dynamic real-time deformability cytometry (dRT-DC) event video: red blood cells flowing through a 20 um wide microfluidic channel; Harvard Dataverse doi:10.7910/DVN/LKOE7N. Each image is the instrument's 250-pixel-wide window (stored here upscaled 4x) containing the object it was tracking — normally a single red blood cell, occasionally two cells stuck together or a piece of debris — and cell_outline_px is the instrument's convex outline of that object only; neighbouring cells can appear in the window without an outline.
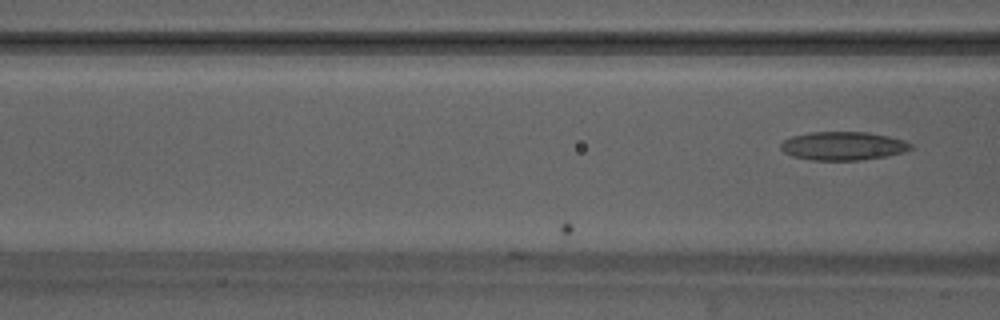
{"species": "Egyptian fruit bat (a non-hibernating species)", "species_latin": "Rousettus aegyptiacus", "temperature_condition": "warm", "stored_images_in_passage": 5, "camera_frame_rate_fps": 3000, "um_per_image_px": 0.085, "animal": {"sex": "male"}, "frame": {"image": 1, "passage_image": 5, "time_ms": 1.333, "image_size_px": [1000, 320], "cell_outline_px": [[912, 148], [904, 152], [884, 156], [860, 160], [812, 160], [792, 156], [784, 152], [780, 148], [780, 144], [784, 140], [792, 136], [812, 132], [868, 132], [888, 136], [904, 140], [912, 144]], "centroid_in_image_um": [71.65, 12.4], "position_along_channel_um": 94.9, "area_um2": 21.5}}